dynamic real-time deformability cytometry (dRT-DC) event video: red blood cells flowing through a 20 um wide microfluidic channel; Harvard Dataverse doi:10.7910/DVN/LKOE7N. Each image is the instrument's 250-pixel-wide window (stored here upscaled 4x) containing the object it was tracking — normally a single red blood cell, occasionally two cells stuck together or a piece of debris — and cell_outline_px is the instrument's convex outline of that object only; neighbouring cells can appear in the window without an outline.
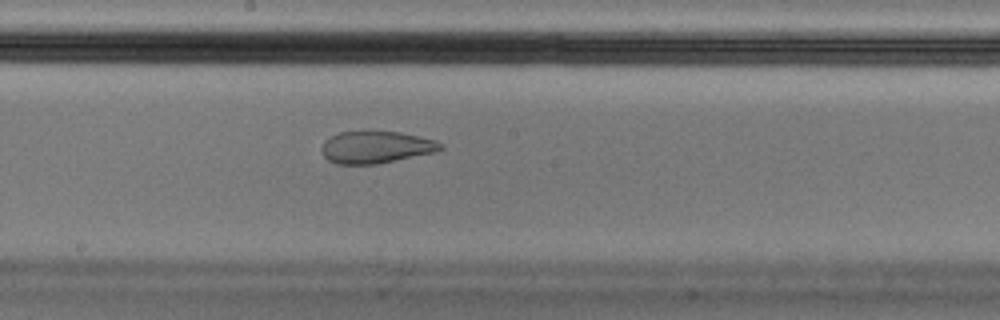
{"species": "Egyptian fruit bat (a non-hibernating species)", "species_latin": "Rousettus aegyptiacus", "temperature_condition": "cold", "stored_images_in_passage": 40, "camera_frame_rate_fps": 3000, "um_per_image_px": 0.085, "animal": {"sex": "male"}, "frame": {"image": 1, "passage_image": 29, "time_ms": 9.333, "image_size_px": [1000, 320], "cell_outline_px": [[444, 148], [436, 152], [376, 164], [336, 164], [328, 160], [324, 156], [320, 148], [324, 140], [340, 132], [372, 128], [400, 132], [436, 140], [444, 144]], "centroid_in_image_um": [31.95, 12.47], "position_along_channel_um": 216.2, "area_um2": 23.06}}